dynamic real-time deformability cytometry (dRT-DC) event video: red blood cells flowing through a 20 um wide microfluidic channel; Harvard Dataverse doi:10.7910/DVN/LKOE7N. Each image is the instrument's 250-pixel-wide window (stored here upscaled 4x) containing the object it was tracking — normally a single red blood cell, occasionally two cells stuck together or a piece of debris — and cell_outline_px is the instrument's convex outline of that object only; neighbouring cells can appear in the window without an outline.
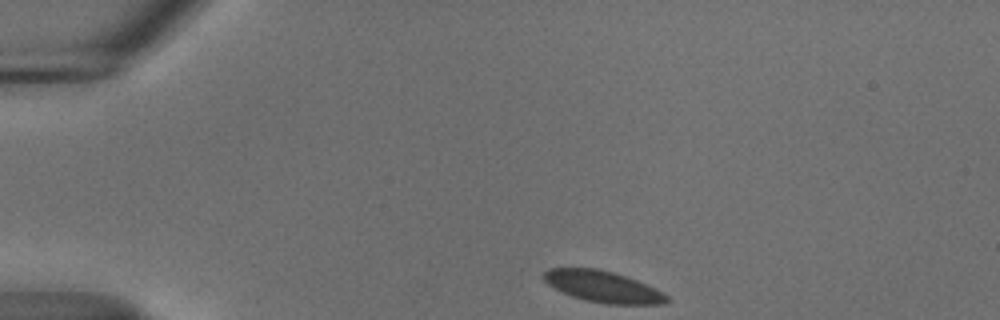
{"species": "common noctule bat (a hibernating species)", "species_latin": "Nyctalus noctula", "temperature_condition": "cold", "stored_images_in_passage": 45, "camera_frame_rate_fps": 3000, "um_per_image_px": 0.085, "animal": {"sex": "male", "body_mass_g": 18.8}, "frame": {"image": 1, "passage_image": 1, "time_ms": 0.0, "image_size_px": [1000, 320], "cell_outline_px": [[672, 300], [664, 304], [604, 304], [584, 300], [572, 296], [548, 284], [544, 280], [544, 272], [548, 268], [596, 268], [612, 272], [636, 280], [664, 292]], "centroid_in_image_um": [51.29, 24.37], "position_along_channel_um": 33.7, "area_um2": 22.37}}
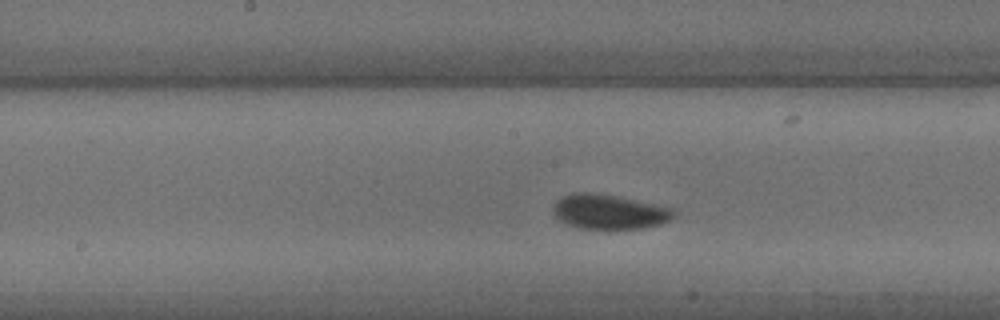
{"frame": {"image": 2, "passage_image": 19, "time_ms": 6.0, "image_size_px": [1000, 320], "cell_outline_px": [[676, 216], [660, 224], [640, 228], [608, 232], [580, 228], [568, 224], [560, 220], [552, 212], [552, 208], [556, 200], [572, 192], [588, 192], [612, 196], [672, 208], [676, 212]], "centroid_in_image_um": [51.74, 18.05], "position_along_channel_um": 196.5, "area_um2": 24.68}}
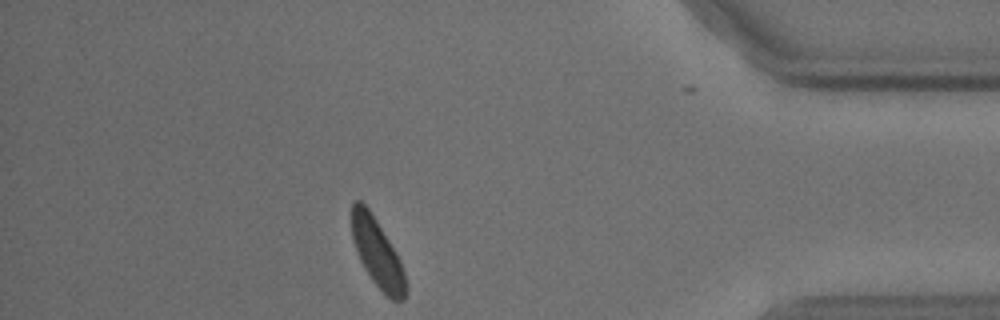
{"frame": {"image": 3, "passage_image": 39, "time_ms": 12.667, "image_size_px": [1000, 320], "cell_outline_px": [[408, 292], [404, 300], [392, 300], [372, 280], [364, 268], [360, 260], [352, 240], [352, 204], [356, 200], [360, 200], [368, 208], [376, 220], [396, 252], [400, 260], [408, 284]], "centroid_in_image_um": [32.09, 21.54], "position_along_channel_um": 403.1, "area_um2": 21.39}}